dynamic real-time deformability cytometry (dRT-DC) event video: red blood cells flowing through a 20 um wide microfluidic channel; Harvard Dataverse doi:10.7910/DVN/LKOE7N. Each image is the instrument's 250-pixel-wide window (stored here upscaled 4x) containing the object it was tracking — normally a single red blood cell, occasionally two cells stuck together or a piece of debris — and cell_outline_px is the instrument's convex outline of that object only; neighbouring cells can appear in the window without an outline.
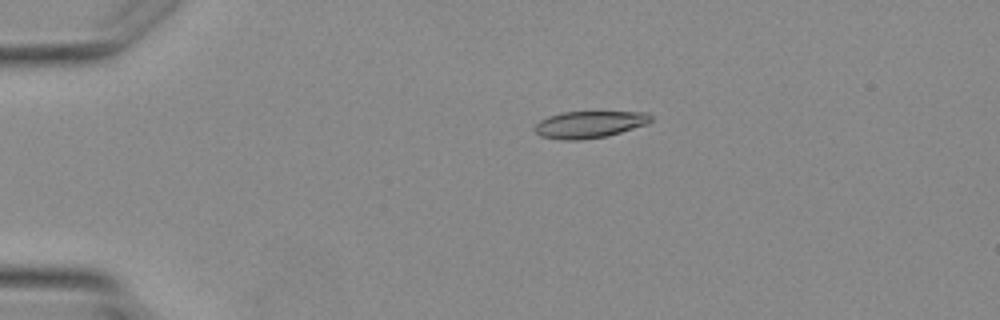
{"species": "Egyptian fruit bat (a non-hibernating species)", "species_latin": "Rousettus aegyptiacus", "temperature_condition": "warm", "stored_images_in_passage": 5, "camera_frame_rate_fps": 3000, "um_per_image_px": 0.085, "animal": {"sex": "female"}, "frame": {"image": 1, "passage_image": 3, "time_ms": 2.333, "image_size_px": [1000, 320], "cell_outline_px": [[652, 120], [644, 124], [608, 136], [580, 140], [560, 140], [540, 136], [532, 128], [540, 120], [548, 116], [564, 112], [648, 112], [652, 116]], "centroid_in_image_um": [50.05, 10.58], "position_along_channel_um": 35.0, "area_um2": 18.15}}